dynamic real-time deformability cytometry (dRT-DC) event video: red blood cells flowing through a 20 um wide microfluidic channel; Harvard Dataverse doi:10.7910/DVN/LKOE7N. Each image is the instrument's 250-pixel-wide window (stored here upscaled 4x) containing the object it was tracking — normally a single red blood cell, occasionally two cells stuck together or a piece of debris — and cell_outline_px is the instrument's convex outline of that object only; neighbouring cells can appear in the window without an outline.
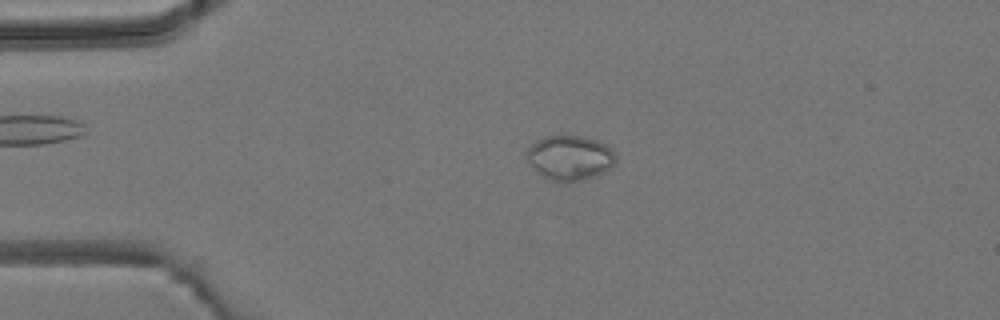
{"species": "common noctule bat (a hibernating species)", "species_latin": "Nyctalus noctula", "temperature_condition": "room temperature", "stored_images_in_passage": 3, "camera_frame_rate_fps": 3000, "um_per_image_px": 0.085, "animal": {"sex": "male", "body_mass_g": 19.2, "forearm_length_mm": 51.8}, "frame": {"image": 1, "passage_image": 2, "time_ms": 2.0, "image_size_px": [1000, 320], "cell_outline_px": [[616, 164], [592, 176], [564, 184], [552, 180], [544, 176], [528, 160], [524, 152], [536, 140], [544, 136], [560, 132], [580, 136], [596, 140], [604, 144], [616, 156]], "centroid_in_image_um": [48.39, 13.35], "position_along_channel_um": 36.6, "area_um2": 23.24}}